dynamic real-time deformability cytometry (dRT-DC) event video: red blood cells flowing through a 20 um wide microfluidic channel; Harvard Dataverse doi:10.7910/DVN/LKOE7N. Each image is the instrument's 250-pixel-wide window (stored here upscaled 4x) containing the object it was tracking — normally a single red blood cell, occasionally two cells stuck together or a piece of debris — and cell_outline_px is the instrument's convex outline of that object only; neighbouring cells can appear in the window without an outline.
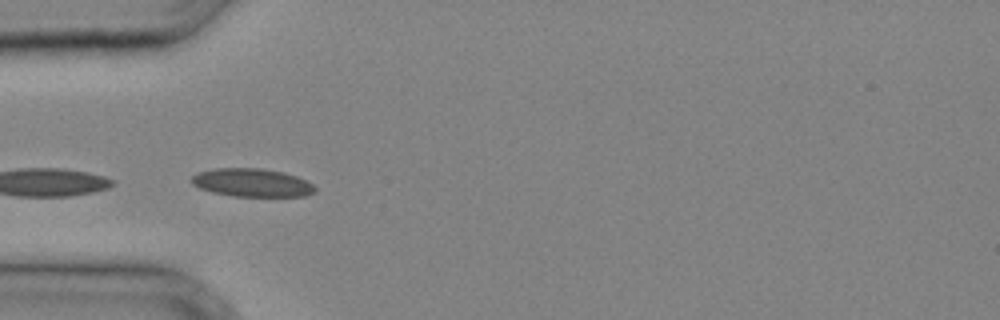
{"species": "common noctule bat (a hibernating species)", "species_latin": "Nyctalus noctula", "temperature_condition": "cold", "stored_images_in_passage": 6, "camera_frame_rate_fps": 3000, "um_per_image_px": 0.085, "animal": {"sex": "male", "body_mass_g": 20.4}, "frame": {"image": 1, "passage_image": 4, "time_ms": 1.0, "image_size_px": [1000, 320], "cell_outline_px": [[316, 192], [304, 196], [232, 196], [212, 192], [200, 188], [192, 184], [192, 176], [196, 172], [212, 168], [260, 168], [284, 172], [296, 176], [312, 184], [316, 188]], "centroid_in_image_um": [21.39, 15.52], "position_along_channel_um": 63.6, "area_um2": 20.35}}